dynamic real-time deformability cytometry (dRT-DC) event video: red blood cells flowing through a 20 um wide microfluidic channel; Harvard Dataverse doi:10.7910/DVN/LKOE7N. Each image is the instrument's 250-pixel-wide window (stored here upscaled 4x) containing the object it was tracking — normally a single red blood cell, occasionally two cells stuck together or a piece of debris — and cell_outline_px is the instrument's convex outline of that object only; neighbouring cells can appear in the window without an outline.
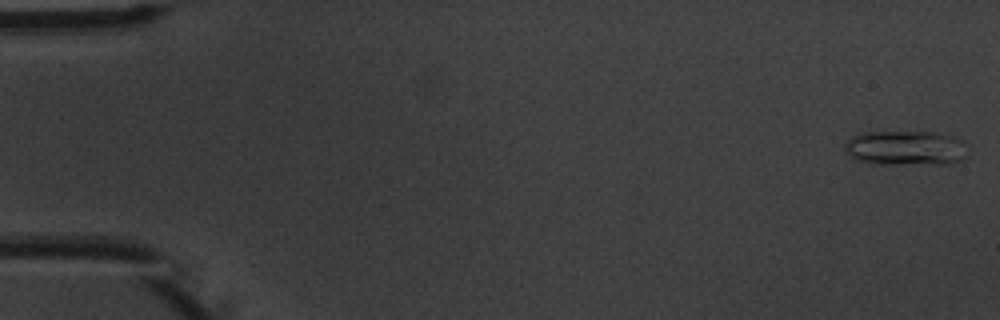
{"species": "common noctule bat (a hibernating species)", "species_latin": "Nyctalus noctula", "temperature_condition": "warm", "stored_images_in_passage": 4, "camera_frame_rate_fps": 3000, "um_per_image_px": 0.085, "animal": {"sex": "male", "body_mass_g": 20.1, "forearm_length_mm": 53.5}, "frame": {"image": 1, "passage_image": 1, "time_ms": 0.0, "image_size_px": [1000, 320], "cell_outline_px": [[964, 156], [960, 160], [948, 164], [880, 164], [856, 160], [844, 152], [844, 144], [852, 136], [860, 132], [936, 132], [952, 136], [964, 140]], "centroid_in_image_um": [76.93, 12.58], "position_along_channel_um": 8.1, "area_um2": 25.03}}
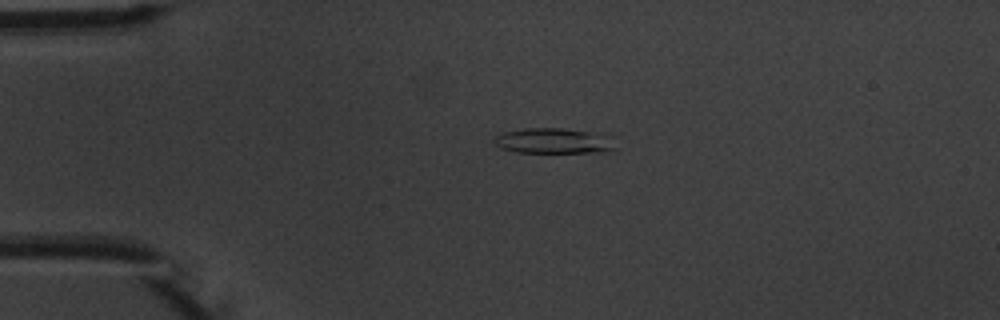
{"frame": {"image": 2, "passage_image": 4, "time_ms": 3.667, "image_size_px": [1000, 320], "cell_outline_px": [[616, 148], [612, 152], [516, 152], [504, 148], [496, 144], [496, 136], [504, 132], [524, 128], [564, 128], [588, 132]], "centroid_in_image_um": [46.9, 11.98], "position_along_channel_um": 38.1, "area_um2": 16.82}}